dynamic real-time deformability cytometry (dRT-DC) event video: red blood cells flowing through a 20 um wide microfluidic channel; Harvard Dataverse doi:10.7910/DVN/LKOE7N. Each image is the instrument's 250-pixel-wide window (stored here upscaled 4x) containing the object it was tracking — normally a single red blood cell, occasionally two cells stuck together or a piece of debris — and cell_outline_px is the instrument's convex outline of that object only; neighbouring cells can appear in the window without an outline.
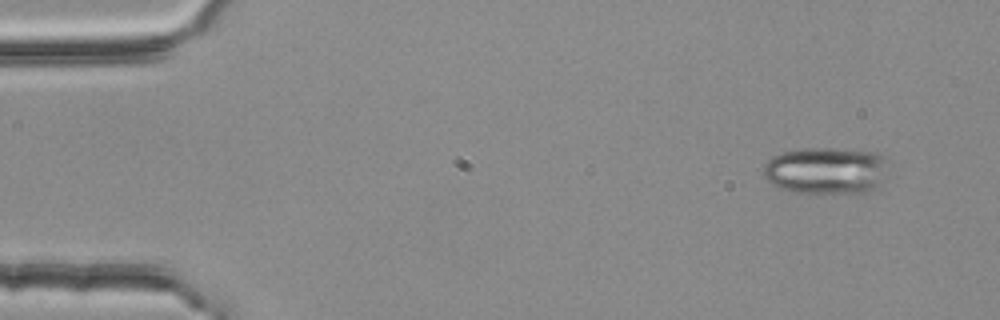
{"species": "common noctule bat (a hibernating species)", "species_latin": "Nyctalus noctula", "temperature_condition": "room temperature", "stored_images_in_passage": 4, "camera_frame_rate_fps": 3000, "um_per_image_px": 0.085, "animal": {"sex": "female", "body_mass_g": 25.1}, "frame": {"image": 1, "passage_image": 1, "time_ms": 0.0, "image_size_px": [1000, 320], "cell_outline_px": [[884, 160], [880, 180], [876, 188], [864, 192], [820, 196], [792, 192], [780, 188], [772, 184], [764, 176], [764, 164], [772, 156], [784, 152], [800, 148], [832, 148], [876, 152]], "centroid_in_image_um": [70.11, 14.54], "position_along_channel_um": 14.9, "area_um2": 34.39}}